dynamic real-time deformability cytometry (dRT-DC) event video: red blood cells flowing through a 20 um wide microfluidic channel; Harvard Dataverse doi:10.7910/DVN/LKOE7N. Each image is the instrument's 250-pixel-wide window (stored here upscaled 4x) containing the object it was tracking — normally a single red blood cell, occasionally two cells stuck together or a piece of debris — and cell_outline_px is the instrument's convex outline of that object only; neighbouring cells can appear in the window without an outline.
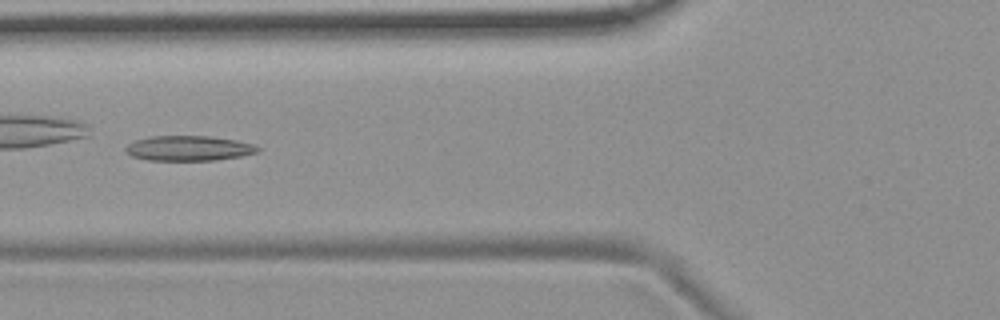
{"species": "common noctule bat (a hibernating species)", "species_latin": "Nyctalus noctula", "temperature_condition": "room temperature", "stored_images_in_passage": 34, "camera_frame_rate_fps": 3000, "um_per_image_px": 0.085, "animal": {"sex": "female", "body_mass_g": 19.9}, "frame": {"image": 1, "passage_image": 6, "time_ms": 1.667, "image_size_px": [1000, 320], "cell_outline_px": [[260, 148], [256, 152], [240, 156], [216, 160], [148, 160], [132, 156], [124, 152], [124, 148], [128, 144], [136, 140], [152, 136], [208, 136], [236, 140], [252, 144]], "centroid_in_image_um": [15.99, 12.6], "position_along_channel_um": 109.8, "area_um2": 19.13}, "authors_computed_cell_mechanics": {"area_um2": 18.785, "velocity_mm_per_s": 3.7117, "shape_relaxation_time_tau1_ms": null, "shape_relaxation_time_tau2_ms": 9.6693, "deformation_change_tau1": null, "deformation_change_tau2": 0.2249}}